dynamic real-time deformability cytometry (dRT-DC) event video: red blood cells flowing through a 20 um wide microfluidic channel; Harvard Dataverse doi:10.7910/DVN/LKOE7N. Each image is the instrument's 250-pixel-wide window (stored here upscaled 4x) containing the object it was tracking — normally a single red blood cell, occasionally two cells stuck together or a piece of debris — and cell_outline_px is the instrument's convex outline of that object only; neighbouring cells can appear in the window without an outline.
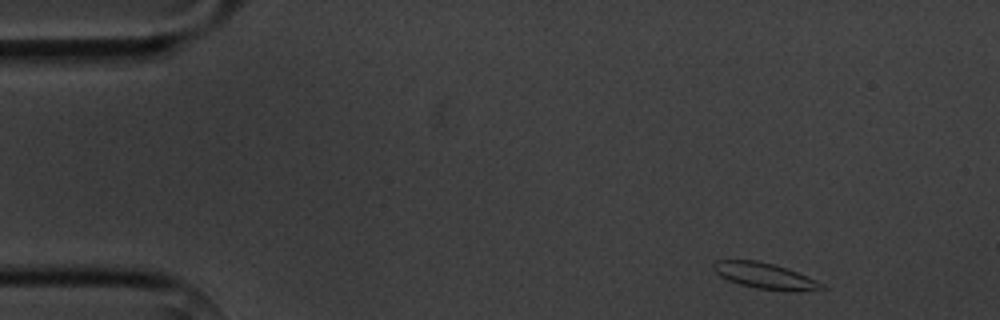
{"species": "common noctule bat (a hibernating species)", "species_latin": "Nyctalus noctula", "temperature_condition": "cold", "stored_images_in_passage": 3, "camera_frame_rate_fps": 3000, "um_per_image_px": 0.085, "animal": {"sex": "male", "body_mass_g": 20.1, "forearm_length_mm": 53.5}, "frame": {"image": 1, "passage_image": 1, "time_ms": 0.0, "image_size_px": [1000, 320], "cell_outline_px": [[824, 288], [796, 292], [756, 288], [740, 284], [728, 280], [720, 276], [712, 268], [712, 264], [716, 260], [756, 260], [788, 268], [816, 280], [824, 284]], "centroid_in_image_um": [65.0, 23.44], "position_along_channel_um": 20.0, "area_um2": 16.3}}